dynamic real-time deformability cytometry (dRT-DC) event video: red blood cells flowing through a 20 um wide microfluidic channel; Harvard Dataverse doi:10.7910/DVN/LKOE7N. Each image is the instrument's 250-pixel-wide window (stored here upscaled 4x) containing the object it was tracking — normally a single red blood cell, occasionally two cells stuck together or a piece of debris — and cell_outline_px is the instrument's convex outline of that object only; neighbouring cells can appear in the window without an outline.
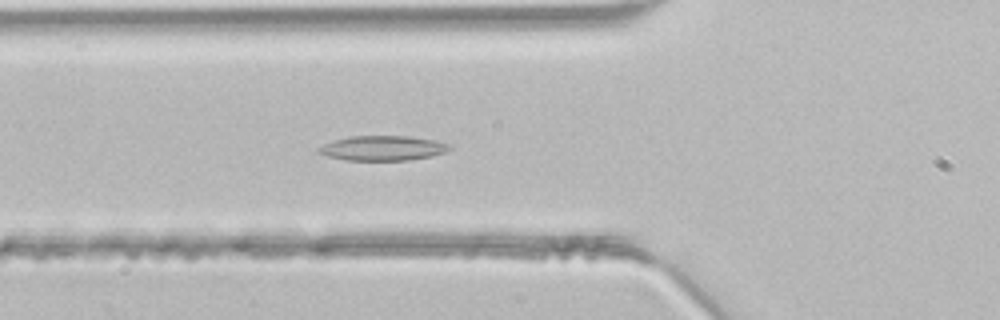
{"species": "common noctule bat (a hibernating species)", "species_latin": "Nyctalus noctula", "temperature_condition": "room temperature", "stored_images_in_passage": 48, "camera_frame_rate_fps": 3000, "um_per_image_px": 0.085, "animal": {"sex": "male", "body_mass_g": 21.5, "forearm_length_mm": 52.0}, "frame": {"image": 1, "passage_image": 17, "time_ms": 5.333, "image_size_px": [1000, 320], "cell_outline_px": [[452, 148], [444, 152], [432, 156], [408, 160], [344, 160], [328, 156], [316, 152], [316, 148], [324, 144], [336, 140], [352, 136], [408, 136], [432, 140], [448, 144]], "centroid_in_image_um": [32.49, 12.6], "position_along_channel_um": 93.3, "area_um2": 18.73}}
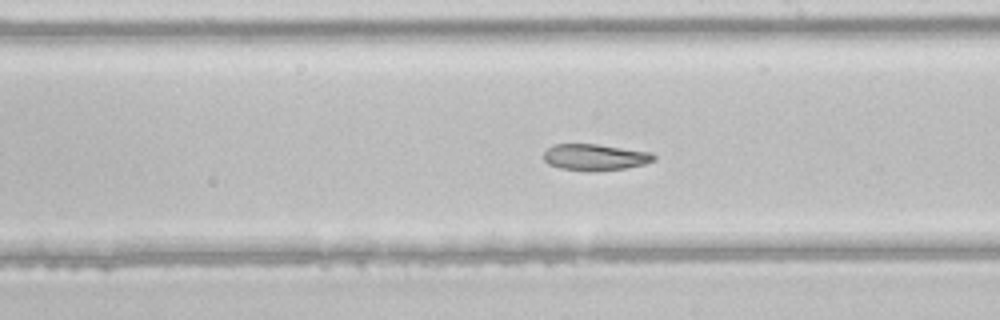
{"frame": {"image": 2, "passage_image": 27, "time_ms": 8.667, "image_size_px": [1000, 320], "cell_outline_px": [[656, 160], [644, 164], [624, 168], [560, 168], [548, 164], [544, 160], [544, 152], [548, 148], [556, 144], [596, 144], [652, 152], [656, 156]], "centroid_in_image_um": [50.61, 13.31], "position_along_channel_um": 238.4, "area_um2": 16.07}}
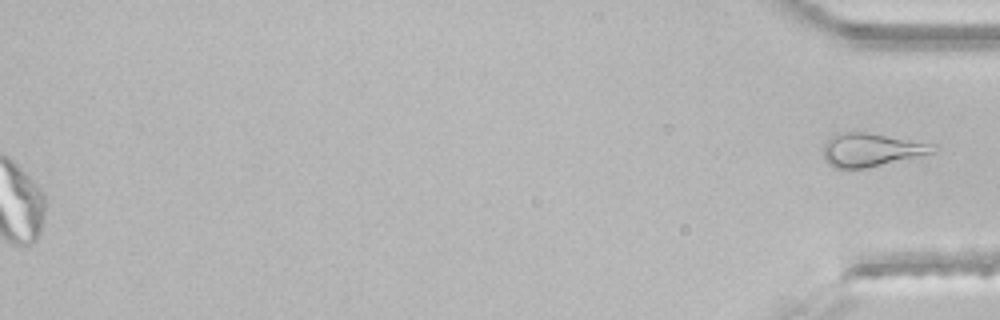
{"frame": {"image": 3, "passage_image": 48, "time_ms": 15.667, "image_size_px": [1000, 320], "cell_outline_px": [[936, 144], [932, 152], [864, 168], [832, 168], [824, 160], [824, 144], [836, 132], [864, 132]], "centroid_in_image_um": [73.95, 12.72], "position_along_channel_um": 361.2, "area_um2": 20.75}}